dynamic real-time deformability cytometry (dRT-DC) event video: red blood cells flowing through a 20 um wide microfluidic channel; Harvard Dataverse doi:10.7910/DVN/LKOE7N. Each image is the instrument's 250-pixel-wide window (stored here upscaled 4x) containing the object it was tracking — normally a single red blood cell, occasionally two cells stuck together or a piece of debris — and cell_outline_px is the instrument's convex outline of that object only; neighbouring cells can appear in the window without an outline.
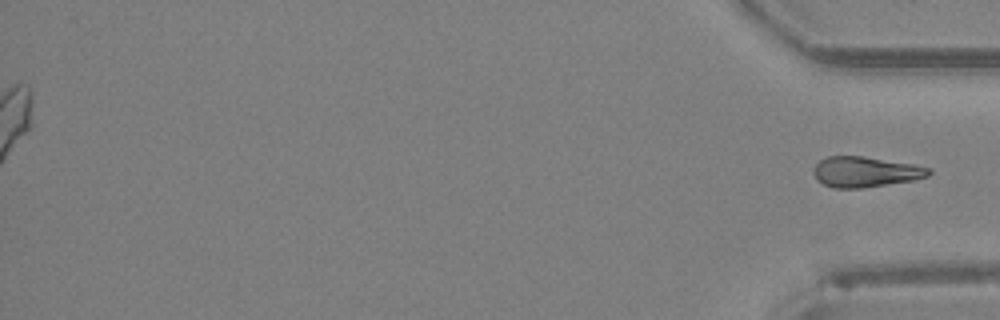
{"species": "Egyptian fruit bat (a non-hibernating species)", "species_latin": "Rousettus aegyptiacus", "temperature_condition": "room temperature", "stored_images_in_passage": 31, "segment_of_instrument_passage": [2, 2], "camera_frame_rate_fps": 3000, "um_per_image_px": 0.085, "animal": {"sex": "female"}, "frame": {"image": 1, "passage_image": 31, "time_ms": 10.0, "image_size_px": [1000, 320], "cell_outline_px": [[932, 172], [928, 176], [912, 180], [860, 188], [832, 188], [816, 180], [812, 172], [816, 164], [820, 160], [828, 156], [864, 156], [912, 164], [932, 168]], "centroid_in_image_um": [73.53, 14.6], "position_along_channel_um": 361.7, "area_um2": 20.4}}